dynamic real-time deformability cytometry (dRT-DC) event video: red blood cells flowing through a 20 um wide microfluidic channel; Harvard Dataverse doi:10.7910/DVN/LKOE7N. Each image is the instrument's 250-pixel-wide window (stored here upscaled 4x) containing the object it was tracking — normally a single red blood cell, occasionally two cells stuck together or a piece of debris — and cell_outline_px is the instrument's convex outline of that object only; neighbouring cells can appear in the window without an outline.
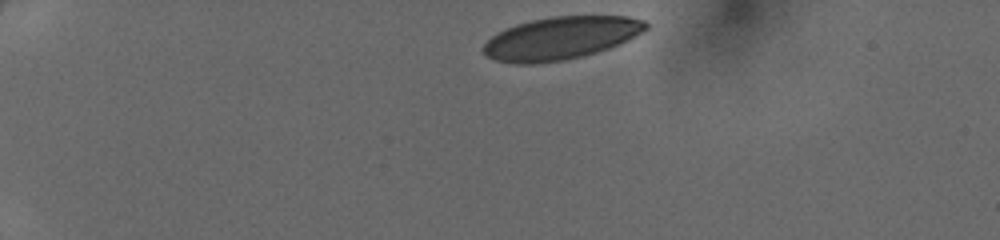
{"species": "human", "species_latin": "Homo sapiens", "temperature_condition": "cold", "stored_images_in_passage": 38, "camera_frame_rate_fps": 3000, "um_per_image_px": 0.085, "donor": {"sex": "female"}, "frame": {"image": 1, "passage_image": 1, "time_ms": 0.0, "image_size_px": [1000, 240], "cell_outline_px": [[648, 28], [644, 32], [628, 40], [608, 48], [596, 52], [564, 60], [536, 64], [516, 64], [496, 60], [488, 56], [480, 48], [496, 32], [516, 24], [532, 20], [552, 16], [628, 16], [644, 20], [648, 24]], "centroid_in_image_um": [47.66, 3.24], "position_along_channel_um": 37.3, "area_um2": 40.46}}
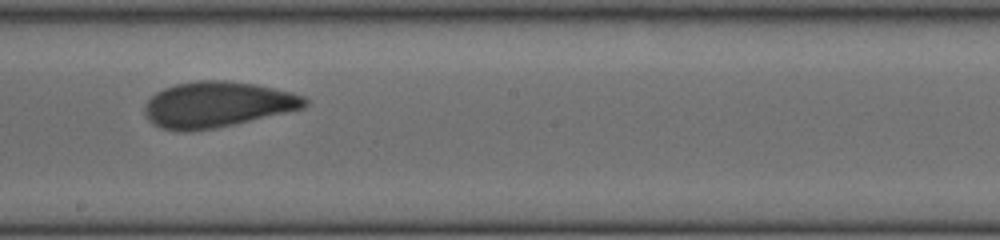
{"frame": {"image": 2, "passage_image": 20, "time_ms": 6.333, "image_size_px": [1000, 240], "cell_outline_px": [[308, 104], [304, 108], [232, 124], [212, 128], [164, 128], [152, 124], [148, 120], [144, 112], [144, 104], [156, 92], [164, 88], [176, 84], [196, 80], [224, 80], [256, 84], [292, 92], [304, 96], [308, 100]], "centroid_in_image_um": [18.49, 8.83], "position_along_channel_um": 229.7, "area_um2": 41.79}}
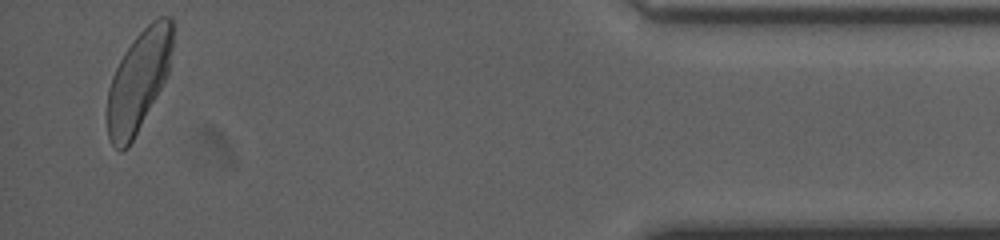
{"frame": {"image": 3, "passage_image": 37, "time_ms": 12.0, "image_size_px": [1000, 240], "cell_outline_px": [[172, 48], [168, 72], [160, 88], [128, 148], [120, 152], [112, 144], [108, 136], [108, 88], [112, 76], [124, 52], [132, 40], [152, 20], [160, 16], [172, 16]], "centroid_in_image_um": [11.77, 6.84], "position_along_channel_um": 423.4, "area_um2": 37.57}}